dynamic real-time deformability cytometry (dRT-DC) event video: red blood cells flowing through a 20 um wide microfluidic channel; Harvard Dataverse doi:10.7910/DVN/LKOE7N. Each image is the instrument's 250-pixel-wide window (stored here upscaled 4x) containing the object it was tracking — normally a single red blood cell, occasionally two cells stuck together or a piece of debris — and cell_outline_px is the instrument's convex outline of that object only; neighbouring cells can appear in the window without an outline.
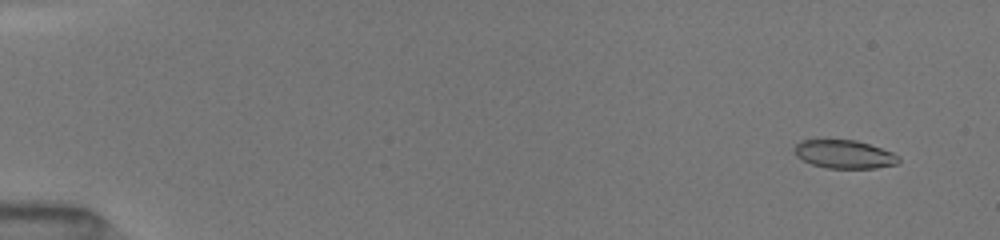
{"species": "common noctule bat (a hibernating species)", "species_latin": "Nyctalus noctula", "temperature_condition": "room temperature", "stored_images_in_passage": 42, "camera_frame_rate_fps": 3000, "um_per_image_px": 0.085, "animal": {"sex": "female", "body_mass_g": 19.5, "forearm_length_mm": 54.1}, "frame": {"image": 1, "passage_image": 3, "time_ms": 1.0, "image_size_px": [1000, 240], "cell_outline_px": [[900, 164], [876, 168], [828, 168], [812, 164], [796, 156], [792, 148], [800, 140], [856, 140], [892, 152], [900, 156]], "centroid_in_image_um": [71.78, 13.11], "position_along_channel_um": 13.2, "area_um2": 17.28}}
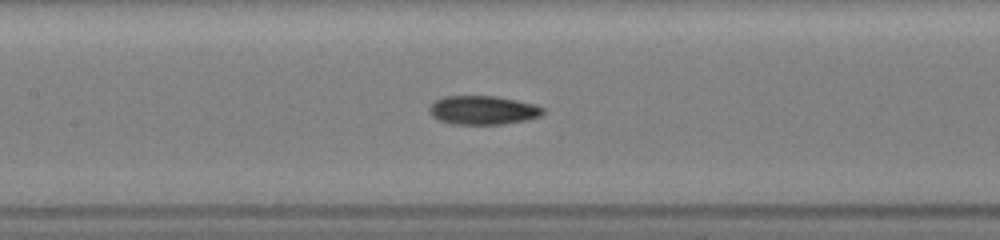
{"frame": {"image": 2, "passage_image": 17, "time_ms": 8.333, "image_size_px": [1000, 240], "cell_outline_px": [[544, 112], [540, 116], [528, 120], [504, 124], [452, 124], [440, 120], [432, 116], [428, 112], [428, 108], [436, 100], [444, 96], [496, 96], [536, 104], [544, 108]], "centroid_in_image_um": [41.06, 9.36], "position_along_channel_um": 166.3, "area_um2": 19.19}}
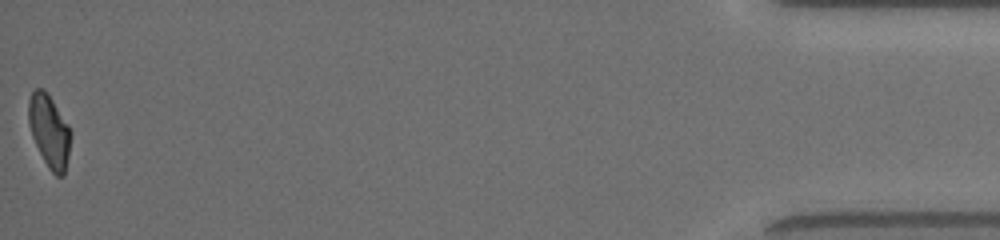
{"frame": {"image": 3, "passage_image": 42, "time_ms": 17.0, "image_size_px": [1000, 240], "cell_outline_px": [[72, 136], [64, 176], [56, 176], [48, 168], [32, 136], [28, 124], [28, 100], [32, 92], [36, 88], [44, 88], [48, 92], [68, 124], [72, 132]], "centroid_in_image_um": [4.2, 11.11], "position_along_channel_um": 431.0, "area_um2": 18.09}, "authors_computed_cell_mechanics": {"area_um2": 18.0336, "velocity_mm_per_s": 4.0655, "shape_relaxation_time_tau1_ms": 3.6002, "shape_relaxation_time_tau2_ms": 3.3721, "deformation_change_tau1": 0.1542, "deformation_change_tau2": 0.0951}}